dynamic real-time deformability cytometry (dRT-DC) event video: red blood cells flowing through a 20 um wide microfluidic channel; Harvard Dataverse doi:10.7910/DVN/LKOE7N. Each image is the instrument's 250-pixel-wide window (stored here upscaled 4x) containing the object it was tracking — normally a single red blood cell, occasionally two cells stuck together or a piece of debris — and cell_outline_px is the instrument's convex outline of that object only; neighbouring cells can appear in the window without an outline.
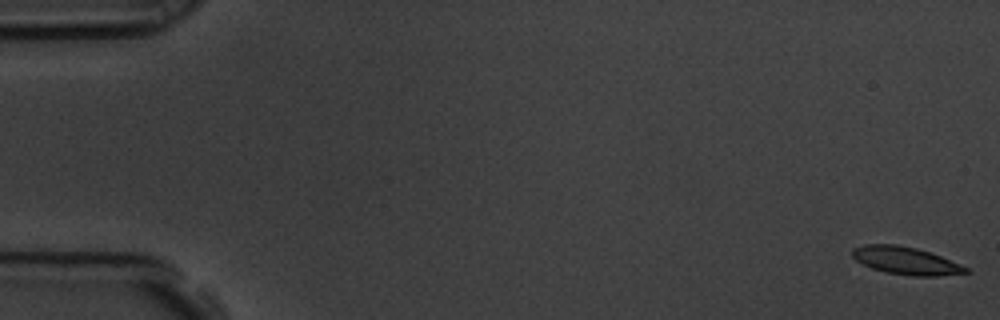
{"species": "common noctule bat (a hibernating species)", "species_latin": "Nyctalus noctula", "temperature_condition": "room temperature", "stored_images_in_passage": 59, "camera_frame_rate_fps": 3000, "um_per_image_px": 0.085, "animal": {"sex": "male", "body_mass_g": 19.5, "forearm_length_mm": 54.6}, "frame": {"image": 1, "passage_image": 1, "time_ms": 0.0, "image_size_px": [1000, 320], "cell_outline_px": [[972, 272], [936, 276], [912, 276], [884, 272], [872, 268], [856, 260], [852, 256], [852, 248], [864, 244], [896, 244], [916, 248], [940, 256], [968, 268]], "centroid_in_image_um": [76.97, 22.16], "position_along_channel_um": 8.0, "area_um2": 18.15}}
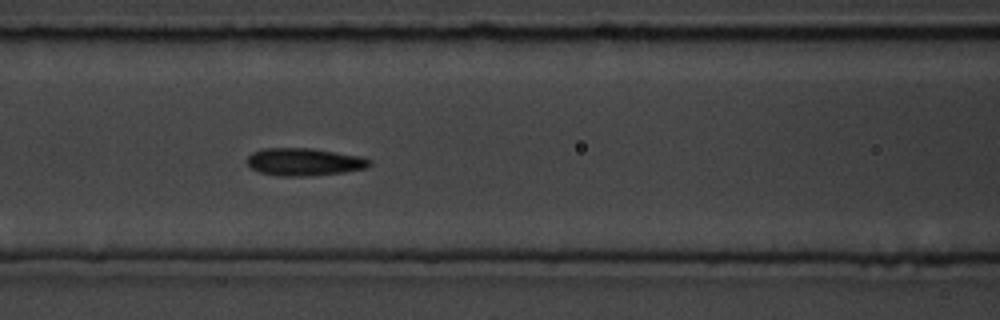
{"frame": {"image": 2, "passage_image": 25, "time_ms": 8.0, "image_size_px": [1000, 320], "cell_outline_px": [[372, 164], [368, 168], [344, 172], [312, 176], [280, 176], [260, 172], [252, 168], [248, 164], [248, 156], [252, 152], [264, 148], [312, 148], [360, 156], [372, 160]], "centroid_in_image_um": [25.9, 13.76], "position_along_channel_um": 140.7, "area_um2": 19.77}}
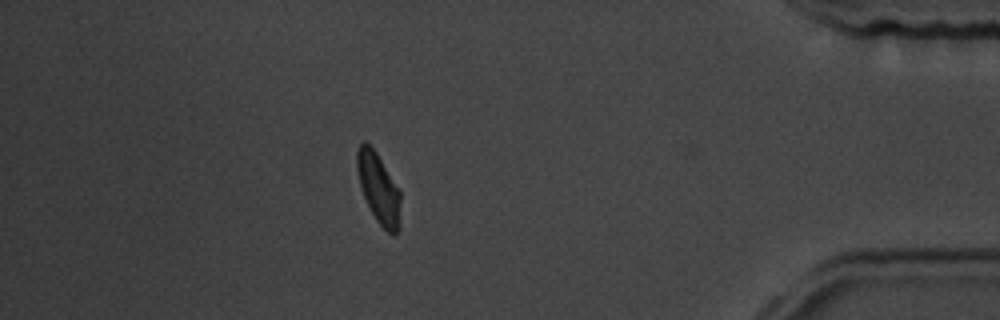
{"frame": {"image": 3, "passage_image": 51, "time_ms": 16.667, "image_size_px": [1000, 320], "cell_outline_px": [[400, 228], [392, 236], [376, 220], [364, 196], [360, 184], [356, 168], [356, 152], [360, 144], [364, 140], [376, 152], [400, 188]], "centroid_in_image_um": [32.2, 16.0], "position_along_channel_um": 403.0, "area_um2": 17.86}, "authors_computed_cell_mechanics": {"area_um2": 18.7272, "velocity_mm_per_s": 3.5281, "shape_relaxation_time_tau1_ms": 3.0945, "shape_relaxation_time_tau2_ms": 1.758, "deformation_change_tau1": 0.1197, "deformation_change_tau2": 0.0761}}